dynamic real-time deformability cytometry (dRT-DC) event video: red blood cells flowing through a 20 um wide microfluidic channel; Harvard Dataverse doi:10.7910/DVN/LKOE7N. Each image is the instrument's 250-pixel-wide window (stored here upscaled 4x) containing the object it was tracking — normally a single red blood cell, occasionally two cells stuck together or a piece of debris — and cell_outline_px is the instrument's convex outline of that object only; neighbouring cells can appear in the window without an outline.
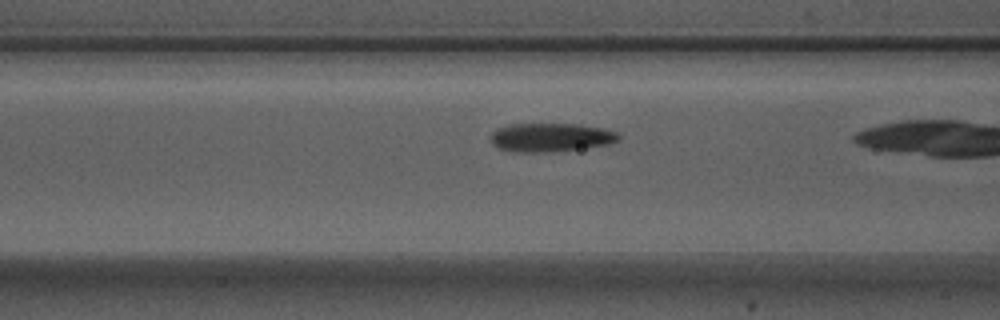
{"species": "Egyptian fruit bat (a non-hibernating species)", "species_latin": "Rousettus aegyptiacus", "temperature_condition": "warm", "stored_images_in_passage": 26, "camera_frame_rate_fps": 3000, "um_per_image_px": 0.085, "animal": {"sex": "male"}, "frame": {"image": 1, "passage_image": 8, "time_ms": 2.333, "image_size_px": [1000, 320], "cell_outline_px": [[620, 140], [608, 144], [552, 152], [512, 152], [500, 148], [492, 144], [492, 132], [496, 128], [512, 124], [580, 124], [604, 128], [616, 132], [620, 136]], "centroid_in_image_um": [46.82, 11.67], "position_along_channel_um": 119.8, "area_um2": 21.33}}
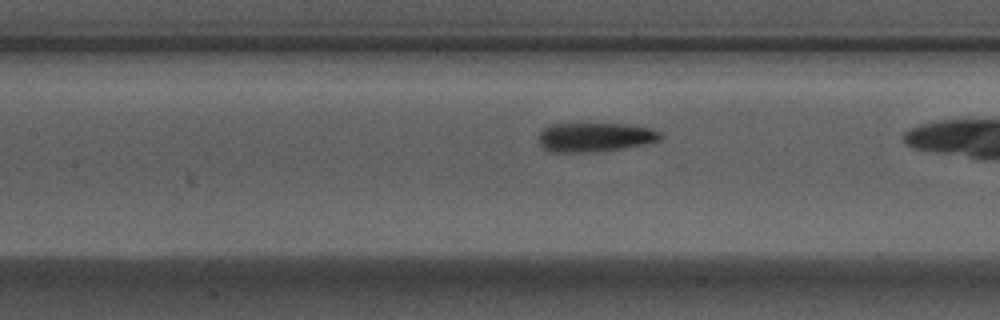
{"frame": {"image": 2, "passage_image": 11, "time_ms": 3.333, "image_size_px": [1000, 320], "cell_outline_px": [[664, 136], [660, 140], [644, 144], [620, 148], [592, 152], [548, 152], [540, 144], [540, 132], [548, 124], [624, 124], [652, 128], [660, 132]], "centroid_in_image_um": [50.57, 11.66], "position_along_channel_um": 156.8, "area_um2": 20.58}}
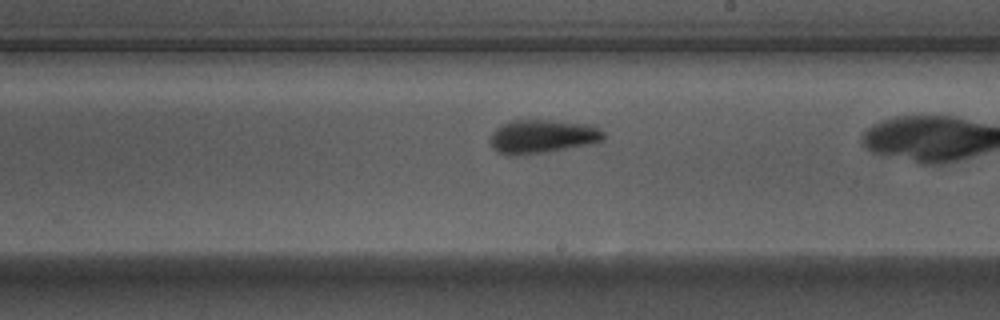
{"frame": {"image": 3, "passage_image": 18, "time_ms": 5.667, "image_size_px": [1000, 320], "cell_outline_px": [[604, 136], [600, 140], [588, 144], [544, 152], [520, 156], [508, 156], [496, 152], [492, 148], [488, 140], [492, 132], [500, 124], [512, 120], [552, 120], [596, 124], [604, 132]], "centroid_in_image_um": [46.04, 11.59], "position_along_channel_um": 243.0, "area_um2": 22.66}}